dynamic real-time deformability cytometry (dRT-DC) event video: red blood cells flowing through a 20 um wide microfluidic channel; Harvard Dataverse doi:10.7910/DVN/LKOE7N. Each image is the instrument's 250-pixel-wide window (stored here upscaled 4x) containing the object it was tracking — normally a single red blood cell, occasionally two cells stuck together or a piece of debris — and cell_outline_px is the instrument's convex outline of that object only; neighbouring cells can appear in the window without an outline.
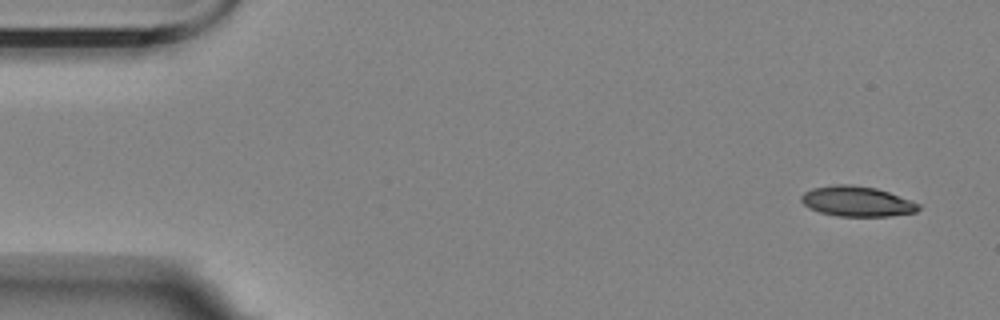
{"species": "Egyptian fruit bat (a non-hibernating species)", "species_latin": "Rousettus aegyptiacus", "temperature_condition": "room temperature", "stored_images_in_passage": 5, "camera_frame_rate_fps": 3000, "um_per_image_px": 0.085, "animal": {"sex": "female"}, "frame": {"image": 1, "passage_image": 1, "time_ms": 0.0, "image_size_px": [1000, 320], "cell_outline_px": [[920, 208], [916, 212], [888, 216], [840, 216], [820, 212], [804, 204], [800, 200], [800, 196], [804, 192], [812, 188], [836, 184], [852, 184], [876, 188], [888, 192], [920, 204]], "centroid_in_image_um": [72.83, 17.11], "position_along_channel_um": 12.2, "area_um2": 20.46}}
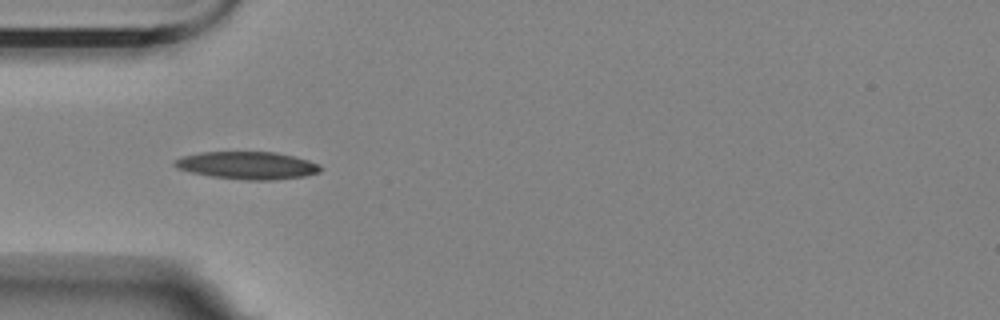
{"frame": {"image": 2, "passage_image": 4, "time_ms": 4.667, "image_size_px": [1000, 320], "cell_outline_px": [[320, 172], [304, 176], [276, 180], [244, 180], [212, 176], [192, 172], [176, 168], [172, 164], [172, 160], [184, 156], [200, 152], [272, 152], [292, 156], [308, 160], [316, 164], [320, 168]], "centroid_in_image_um": [20.97, 14.06], "position_along_channel_um": 64.0, "area_um2": 23.24}}
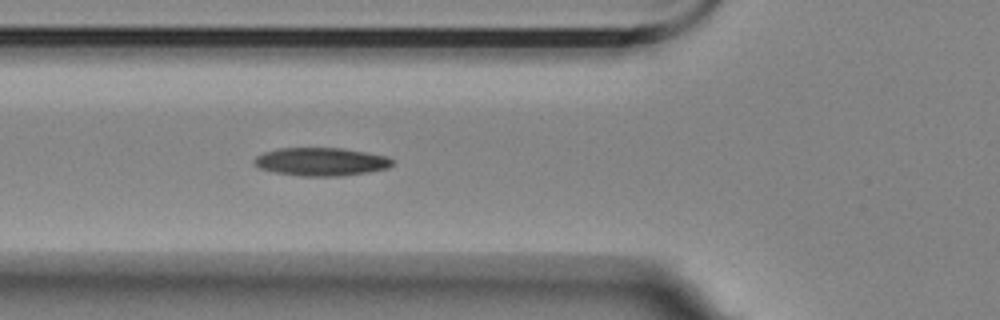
{"frame": {"image": 3, "passage_image": 5, "time_ms": 5.667, "image_size_px": [1000, 320], "cell_outline_px": [[392, 164], [388, 168], [368, 172], [340, 176], [300, 176], [276, 172], [260, 168], [252, 164], [252, 160], [256, 156], [264, 152], [276, 148], [344, 148], [388, 156], [392, 160]], "centroid_in_image_um": [27.26, 13.74], "position_along_channel_um": 98.5, "area_um2": 22.77}}